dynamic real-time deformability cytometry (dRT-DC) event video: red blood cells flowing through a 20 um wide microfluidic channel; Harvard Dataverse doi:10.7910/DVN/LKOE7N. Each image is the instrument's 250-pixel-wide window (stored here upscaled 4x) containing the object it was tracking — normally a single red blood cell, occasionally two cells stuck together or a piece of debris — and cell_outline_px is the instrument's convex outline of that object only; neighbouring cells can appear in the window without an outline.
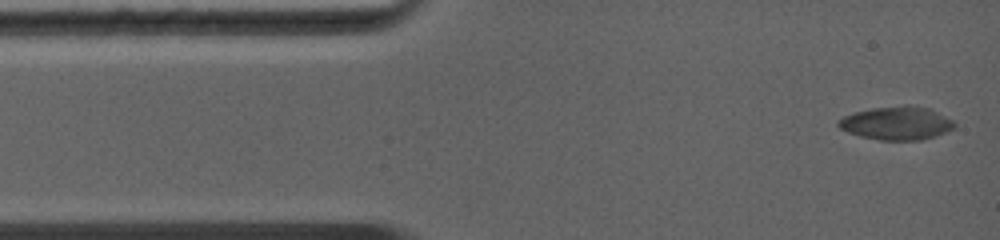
{"species": "common noctule bat (a hibernating species)", "species_latin": "Nyctalus noctula", "temperature_condition": "warm", "stored_images_in_passage": 15, "camera_frame_rate_fps": 5000, "um_per_image_px": 0.085, "animal": {"sex": "female", "body_mass_g": 19.0, "forearm_length_mm": 56.7}, "frame": {"image": 1, "passage_image": 1, "time_ms": 0.0, "image_size_px": [1000, 240], "cell_outline_px": [[956, 124], [952, 128], [936, 136], [920, 140], [880, 140], [860, 136], [848, 132], [840, 128], [836, 124], [844, 116], [852, 112], [872, 108], [904, 104], [908, 104], [928, 108], [952, 120]], "centroid_in_image_um": [76.18, 10.46], "position_along_channel_um": 8.8, "area_um2": 22.48}}
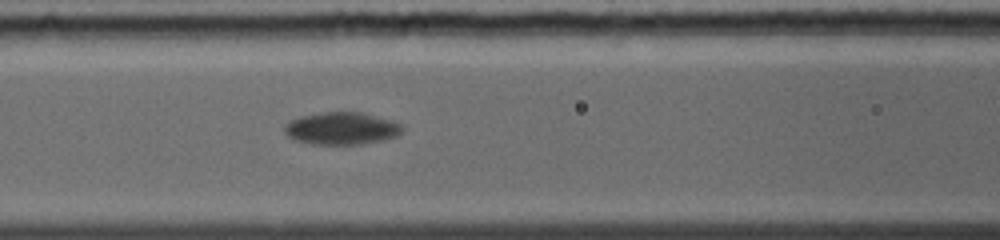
{"frame": {"image": 2, "passage_image": 9, "time_ms": 4.8, "image_size_px": [1000, 240], "cell_outline_px": [[404, 128], [396, 136], [384, 140], [360, 144], [312, 144], [292, 140], [284, 132], [284, 124], [288, 120], [300, 116], [320, 112], [360, 112], [392, 120], [400, 124]], "centroid_in_image_um": [28.98, 10.91], "position_along_channel_um": 137.6, "area_um2": 22.43}}
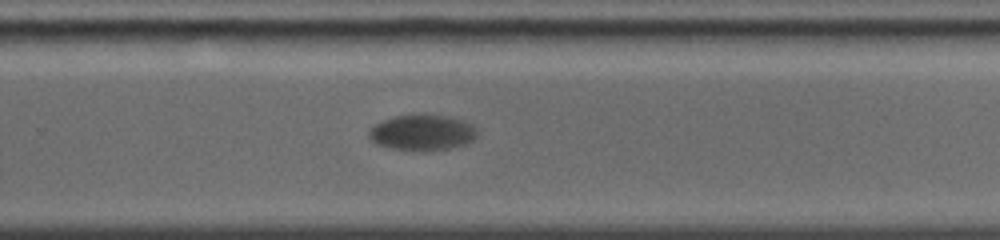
{"frame": {"image": 3, "passage_image": 15, "time_ms": 8.6, "image_size_px": [1000, 240], "cell_outline_px": [[476, 136], [472, 140], [464, 144], [452, 148], [392, 148], [376, 144], [368, 140], [368, 128], [384, 120], [396, 116], [448, 116], [464, 120], [472, 124], [476, 128]], "centroid_in_image_um": [35.87, 11.24], "position_along_channel_um": 293.9, "area_um2": 21.62}}